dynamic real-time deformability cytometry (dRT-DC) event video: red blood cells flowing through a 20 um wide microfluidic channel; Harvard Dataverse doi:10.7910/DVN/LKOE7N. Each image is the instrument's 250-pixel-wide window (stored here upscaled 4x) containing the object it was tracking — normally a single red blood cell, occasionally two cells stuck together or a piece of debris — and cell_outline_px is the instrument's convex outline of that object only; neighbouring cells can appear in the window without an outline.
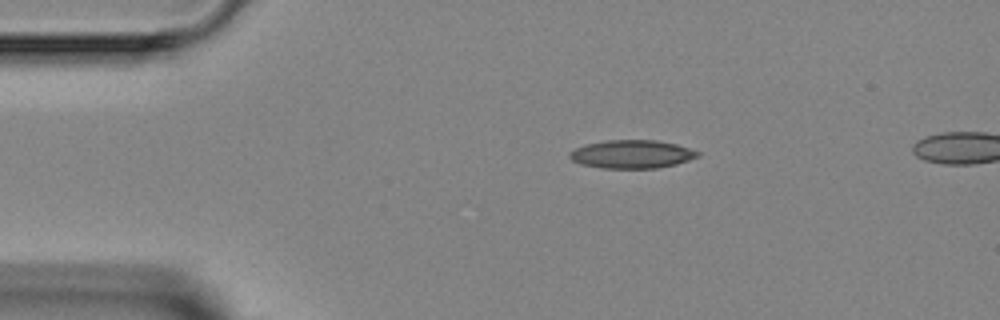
{"species": "Egyptian fruit bat (a non-hibernating species)", "species_latin": "Rousettus aegyptiacus", "temperature_condition": "room temperature", "stored_images_in_passage": 3, "camera_frame_rate_fps": 3000, "um_per_image_px": 0.085, "animal": {"sex": "female"}, "frame": {"image": 1, "passage_image": 2, "time_ms": 1.0, "image_size_px": [1000, 320], "cell_outline_px": [[700, 156], [676, 164], [656, 168], [600, 168], [580, 164], [572, 160], [568, 156], [568, 152], [576, 148], [588, 144], [608, 140], [656, 140], [676, 144], [700, 152]], "centroid_in_image_um": [53.69, 13.11], "position_along_channel_um": 31.3, "area_um2": 21.04}}